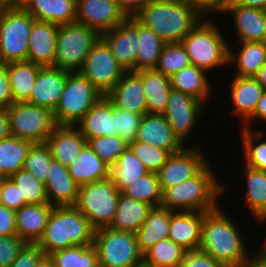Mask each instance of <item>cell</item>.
<instances>
[{
	"label": "cell",
	"mask_w": 266,
	"mask_h": 267,
	"mask_svg": "<svg viewBox=\"0 0 266 267\" xmlns=\"http://www.w3.org/2000/svg\"><path fill=\"white\" fill-rule=\"evenodd\" d=\"M221 206L205 212L199 250L210 255L223 267H244L253 259L244 244L239 227Z\"/></svg>",
	"instance_id": "6da1fadb"
},
{
	"label": "cell",
	"mask_w": 266,
	"mask_h": 267,
	"mask_svg": "<svg viewBox=\"0 0 266 267\" xmlns=\"http://www.w3.org/2000/svg\"><path fill=\"white\" fill-rule=\"evenodd\" d=\"M165 43L181 42L204 15L180 0H151L133 16Z\"/></svg>",
	"instance_id": "7a4b0ae2"
},
{
	"label": "cell",
	"mask_w": 266,
	"mask_h": 267,
	"mask_svg": "<svg viewBox=\"0 0 266 267\" xmlns=\"http://www.w3.org/2000/svg\"><path fill=\"white\" fill-rule=\"evenodd\" d=\"M210 166L208 163L193 178L165 189L160 206L170 211L209 212L216 209L226 186L218 181Z\"/></svg>",
	"instance_id": "3957f363"
},
{
	"label": "cell",
	"mask_w": 266,
	"mask_h": 267,
	"mask_svg": "<svg viewBox=\"0 0 266 267\" xmlns=\"http://www.w3.org/2000/svg\"><path fill=\"white\" fill-rule=\"evenodd\" d=\"M95 229L75 206L53 207L37 245L44 255L73 245H92Z\"/></svg>",
	"instance_id": "277c9868"
},
{
	"label": "cell",
	"mask_w": 266,
	"mask_h": 267,
	"mask_svg": "<svg viewBox=\"0 0 266 267\" xmlns=\"http://www.w3.org/2000/svg\"><path fill=\"white\" fill-rule=\"evenodd\" d=\"M201 21L182 39L191 65L207 72L228 65L229 43L213 20Z\"/></svg>",
	"instance_id": "5b68a950"
},
{
	"label": "cell",
	"mask_w": 266,
	"mask_h": 267,
	"mask_svg": "<svg viewBox=\"0 0 266 267\" xmlns=\"http://www.w3.org/2000/svg\"><path fill=\"white\" fill-rule=\"evenodd\" d=\"M34 21L21 5L0 6V63L27 60Z\"/></svg>",
	"instance_id": "8992f818"
},
{
	"label": "cell",
	"mask_w": 266,
	"mask_h": 267,
	"mask_svg": "<svg viewBox=\"0 0 266 267\" xmlns=\"http://www.w3.org/2000/svg\"><path fill=\"white\" fill-rule=\"evenodd\" d=\"M92 245L98 254L99 267H143V254L134 232L100 228L95 230Z\"/></svg>",
	"instance_id": "52a82bcc"
},
{
	"label": "cell",
	"mask_w": 266,
	"mask_h": 267,
	"mask_svg": "<svg viewBox=\"0 0 266 267\" xmlns=\"http://www.w3.org/2000/svg\"><path fill=\"white\" fill-rule=\"evenodd\" d=\"M104 95L79 72H70L53 111L57 125L76 126Z\"/></svg>",
	"instance_id": "ba28073f"
},
{
	"label": "cell",
	"mask_w": 266,
	"mask_h": 267,
	"mask_svg": "<svg viewBox=\"0 0 266 267\" xmlns=\"http://www.w3.org/2000/svg\"><path fill=\"white\" fill-rule=\"evenodd\" d=\"M119 194L110 178L93 181L79 187L74 206L87 217L95 230L109 227L117 211Z\"/></svg>",
	"instance_id": "9c48e42d"
},
{
	"label": "cell",
	"mask_w": 266,
	"mask_h": 267,
	"mask_svg": "<svg viewBox=\"0 0 266 267\" xmlns=\"http://www.w3.org/2000/svg\"><path fill=\"white\" fill-rule=\"evenodd\" d=\"M100 36L96 30L84 24L73 22L59 25L54 67L69 72H78Z\"/></svg>",
	"instance_id": "30bf717a"
},
{
	"label": "cell",
	"mask_w": 266,
	"mask_h": 267,
	"mask_svg": "<svg viewBox=\"0 0 266 267\" xmlns=\"http://www.w3.org/2000/svg\"><path fill=\"white\" fill-rule=\"evenodd\" d=\"M10 136L34 143H45L57 126L53 111L27 102L13 103L6 109Z\"/></svg>",
	"instance_id": "8fae6325"
},
{
	"label": "cell",
	"mask_w": 266,
	"mask_h": 267,
	"mask_svg": "<svg viewBox=\"0 0 266 267\" xmlns=\"http://www.w3.org/2000/svg\"><path fill=\"white\" fill-rule=\"evenodd\" d=\"M78 72L105 96L126 71L116 61L110 47L100 36Z\"/></svg>",
	"instance_id": "7c38bea8"
},
{
	"label": "cell",
	"mask_w": 266,
	"mask_h": 267,
	"mask_svg": "<svg viewBox=\"0 0 266 267\" xmlns=\"http://www.w3.org/2000/svg\"><path fill=\"white\" fill-rule=\"evenodd\" d=\"M204 106L205 103L189 94L174 89L170 90L163 116L182 143L196 128L199 117L204 113Z\"/></svg>",
	"instance_id": "4fadbf2b"
},
{
	"label": "cell",
	"mask_w": 266,
	"mask_h": 267,
	"mask_svg": "<svg viewBox=\"0 0 266 267\" xmlns=\"http://www.w3.org/2000/svg\"><path fill=\"white\" fill-rule=\"evenodd\" d=\"M199 148L184 147L171 153L163 167L157 172L162 192L172 186L196 176L209 163Z\"/></svg>",
	"instance_id": "5bb4252c"
},
{
	"label": "cell",
	"mask_w": 266,
	"mask_h": 267,
	"mask_svg": "<svg viewBox=\"0 0 266 267\" xmlns=\"http://www.w3.org/2000/svg\"><path fill=\"white\" fill-rule=\"evenodd\" d=\"M101 37L123 69L136 72L139 22L133 16L127 17L112 30L102 33Z\"/></svg>",
	"instance_id": "9a60e30c"
},
{
	"label": "cell",
	"mask_w": 266,
	"mask_h": 267,
	"mask_svg": "<svg viewBox=\"0 0 266 267\" xmlns=\"http://www.w3.org/2000/svg\"><path fill=\"white\" fill-rule=\"evenodd\" d=\"M127 17L115 0H76L75 22L96 30L100 35Z\"/></svg>",
	"instance_id": "2e32d148"
},
{
	"label": "cell",
	"mask_w": 266,
	"mask_h": 267,
	"mask_svg": "<svg viewBox=\"0 0 266 267\" xmlns=\"http://www.w3.org/2000/svg\"><path fill=\"white\" fill-rule=\"evenodd\" d=\"M222 13L232 14L238 42H266V11L225 0Z\"/></svg>",
	"instance_id": "e0dca14e"
},
{
	"label": "cell",
	"mask_w": 266,
	"mask_h": 267,
	"mask_svg": "<svg viewBox=\"0 0 266 267\" xmlns=\"http://www.w3.org/2000/svg\"><path fill=\"white\" fill-rule=\"evenodd\" d=\"M105 97L113 107L142 116L147 113L141 71H126Z\"/></svg>",
	"instance_id": "ac0fdd59"
},
{
	"label": "cell",
	"mask_w": 266,
	"mask_h": 267,
	"mask_svg": "<svg viewBox=\"0 0 266 267\" xmlns=\"http://www.w3.org/2000/svg\"><path fill=\"white\" fill-rule=\"evenodd\" d=\"M69 73L54 66L41 67L27 103L54 111L60 101Z\"/></svg>",
	"instance_id": "d6986e66"
},
{
	"label": "cell",
	"mask_w": 266,
	"mask_h": 267,
	"mask_svg": "<svg viewBox=\"0 0 266 267\" xmlns=\"http://www.w3.org/2000/svg\"><path fill=\"white\" fill-rule=\"evenodd\" d=\"M135 140L168 150L170 153L184 148V144L174 134L163 114H144Z\"/></svg>",
	"instance_id": "ffe728a7"
},
{
	"label": "cell",
	"mask_w": 266,
	"mask_h": 267,
	"mask_svg": "<svg viewBox=\"0 0 266 267\" xmlns=\"http://www.w3.org/2000/svg\"><path fill=\"white\" fill-rule=\"evenodd\" d=\"M48 203L53 207L74 206L79 186L69 174L68 167L52 159L44 183Z\"/></svg>",
	"instance_id": "44dd1931"
},
{
	"label": "cell",
	"mask_w": 266,
	"mask_h": 267,
	"mask_svg": "<svg viewBox=\"0 0 266 267\" xmlns=\"http://www.w3.org/2000/svg\"><path fill=\"white\" fill-rule=\"evenodd\" d=\"M205 212L170 211L169 238L187 251L199 249Z\"/></svg>",
	"instance_id": "7402d4cb"
},
{
	"label": "cell",
	"mask_w": 266,
	"mask_h": 267,
	"mask_svg": "<svg viewBox=\"0 0 266 267\" xmlns=\"http://www.w3.org/2000/svg\"><path fill=\"white\" fill-rule=\"evenodd\" d=\"M45 143L52 159L68 167L77 159L87 140L76 126L57 125Z\"/></svg>",
	"instance_id": "603a6c76"
},
{
	"label": "cell",
	"mask_w": 266,
	"mask_h": 267,
	"mask_svg": "<svg viewBox=\"0 0 266 267\" xmlns=\"http://www.w3.org/2000/svg\"><path fill=\"white\" fill-rule=\"evenodd\" d=\"M58 25L35 20L29 35L27 61L44 66H54Z\"/></svg>",
	"instance_id": "cb8c5ba5"
},
{
	"label": "cell",
	"mask_w": 266,
	"mask_h": 267,
	"mask_svg": "<svg viewBox=\"0 0 266 267\" xmlns=\"http://www.w3.org/2000/svg\"><path fill=\"white\" fill-rule=\"evenodd\" d=\"M53 206L49 203L26 204L15 211L16 235L25 243L41 239Z\"/></svg>",
	"instance_id": "d4e9b609"
},
{
	"label": "cell",
	"mask_w": 266,
	"mask_h": 267,
	"mask_svg": "<svg viewBox=\"0 0 266 267\" xmlns=\"http://www.w3.org/2000/svg\"><path fill=\"white\" fill-rule=\"evenodd\" d=\"M264 91L254 77H234L230 87V99L234 106L232 114L239 120L241 118L242 125L254 115Z\"/></svg>",
	"instance_id": "484cf974"
},
{
	"label": "cell",
	"mask_w": 266,
	"mask_h": 267,
	"mask_svg": "<svg viewBox=\"0 0 266 267\" xmlns=\"http://www.w3.org/2000/svg\"><path fill=\"white\" fill-rule=\"evenodd\" d=\"M79 131L88 139L101 136H115L113 105L103 96L77 123Z\"/></svg>",
	"instance_id": "4316f807"
},
{
	"label": "cell",
	"mask_w": 266,
	"mask_h": 267,
	"mask_svg": "<svg viewBox=\"0 0 266 267\" xmlns=\"http://www.w3.org/2000/svg\"><path fill=\"white\" fill-rule=\"evenodd\" d=\"M21 6L37 21L58 26L75 22L76 0H25Z\"/></svg>",
	"instance_id": "83f0119b"
},
{
	"label": "cell",
	"mask_w": 266,
	"mask_h": 267,
	"mask_svg": "<svg viewBox=\"0 0 266 267\" xmlns=\"http://www.w3.org/2000/svg\"><path fill=\"white\" fill-rule=\"evenodd\" d=\"M68 171L79 187L93 181L110 178V166L98 157L88 143L83 147L77 159L68 166Z\"/></svg>",
	"instance_id": "f1b7e54d"
},
{
	"label": "cell",
	"mask_w": 266,
	"mask_h": 267,
	"mask_svg": "<svg viewBox=\"0 0 266 267\" xmlns=\"http://www.w3.org/2000/svg\"><path fill=\"white\" fill-rule=\"evenodd\" d=\"M170 210L153 207L141 227L135 232L139 250L144 254L154 244L169 238Z\"/></svg>",
	"instance_id": "f546056e"
},
{
	"label": "cell",
	"mask_w": 266,
	"mask_h": 267,
	"mask_svg": "<svg viewBox=\"0 0 266 267\" xmlns=\"http://www.w3.org/2000/svg\"><path fill=\"white\" fill-rule=\"evenodd\" d=\"M207 74L206 70L190 65L170 76L171 88L189 94L206 104L212 90Z\"/></svg>",
	"instance_id": "4dcf8cb0"
},
{
	"label": "cell",
	"mask_w": 266,
	"mask_h": 267,
	"mask_svg": "<svg viewBox=\"0 0 266 267\" xmlns=\"http://www.w3.org/2000/svg\"><path fill=\"white\" fill-rule=\"evenodd\" d=\"M152 208L153 206L150 204L129 198L120 193L117 211L109 227L117 231L135 233L141 227Z\"/></svg>",
	"instance_id": "1f68e13d"
},
{
	"label": "cell",
	"mask_w": 266,
	"mask_h": 267,
	"mask_svg": "<svg viewBox=\"0 0 266 267\" xmlns=\"http://www.w3.org/2000/svg\"><path fill=\"white\" fill-rule=\"evenodd\" d=\"M147 113L163 114L171 88L170 77L154 69L141 70Z\"/></svg>",
	"instance_id": "d6a6232c"
},
{
	"label": "cell",
	"mask_w": 266,
	"mask_h": 267,
	"mask_svg": "<svg viewBox=\"0 0 266 267\" xmlns=\"http://www.w3.org/2000/svg\"><path fill=\"white\" fill-rule=\"evenodd\" d=\"M241 49L234 53L229 47L228 62L237 64L235 76L254 77L266 63V42H239Z\"/></svg>",
	"instance_id": "836d02e7"
},
{
	"label": "cell",
	"mask_w": 266,
	"mask_h": 267,
	"mask_svg": "<svg viewBox=\"0 0 266 267\" xmlns=\"http://www.w3.org/2000/svg\"><path fill=\"white\" fill-rule=\"evenodd\" d=\"M42 66L30 61L8 63V77L13 103L27 102Z\"/></svg>",
	"instance_id": "e575fe53"
},
{
	"label": "cell",
	"mask_w": 266,
	"mask_h": 267,
	"mask_svg": "<svg viewBox=\"0 0 266 267\" xmlns=\"http://www.w3.org/2000/svg\"><path fill=\"white\" fill-rule=\"evenodd\" d=\"M32 142L9 136L0 140V177L10 178L23 168Z\"/></svg>",
	"instance_id": "d590c367"
},
{
	"label": "cell",
	"mask_w": 266,
	"mask_h": 267,
	"mask_svg": "<svg viewBox=\"0 0 266 267\" xmlns=\"http://www.w3.org/2000/svg\"><path fill=\"white\" fill-rule=\"evenodd\" d=\"M247 189L245 194L246 205L257 220L266 221V171H260L244 165ZM264 221V222H263Z\"/></svg>",
	"instance_id": "8d00e7d4"
},
{
	"label": "cell",
	"mask_w": 266,
	"mask_h": 267,
	"mask_svg": "<svg viewBox=\"0 0 266 267\" xmlns=\"http://www.w3.org/2000/svg\"><path fill=\"white\" fill-rule=\"evenodd\" d=\"M149 171L143 163L127 148L110 167V179L121 193L126 187Z\"/></svg>",
	"instance_id": "74e56055"
},
{
	"label": "cell",
	"mask_w": 266,
	"mask_h": 267,
	"mask_svg": "<svg viewBox=\"0 0 266 267\" xmlns=\"http://www.w3.org/2000/svg\"><path fill=\"white\" fill-rule=\"evenodd\" d=\"M186 252L170 238L162 239L143 254V267H178Z\"/></svg>",
	"instance_id": "f35d334b"
},
{
	"label": "cell",
	"mask_w": 266,
	"mask_h": 267,
	"mask_svg": "<svg viewBox=\"0 0 266 267\" xmlns=\"http://www.w3.org/2000/svg\"><path fill=\"white\" fill-rule=\"evenodd\" d=\"M48 256L54 267H99L98 254L93 245H73Z\"/></svg>",
	"instance_id": "ab89813d"
},
{
	"label": "cell",
	"mask_w": 266,
	"mask_h": 267,
	"mask_svg": "<svg viewBox=\"0 0 266 267\" xmlns=\"http://www.w3.org/2000/svg\"><path fill=\"white\" fill-rule=\"evenodd\" d=\"M164 44L154 31L139 23L136 72L154 69Z\"/></svg>",
	"instance_id": "60d3db41"
},
{
	"label": "cell",
	"mask_w": 266,
	"mask_h": 267,
	"mask_svg": "<svg viewBox=\"0 0 266 267\" xmlns=\"http://www.w3.org/2000/svg\"><path fill=\"white\" fill-rule=\"evenodd\" d=\"M125 196L150 204L153 207H160L162 202V189L157 173L148 172L122 192Z\"/></svg>",
	"instance_id": "b9f144b4"
},
{
	"label": "cell",
	"mask_w": 266,
	"mask_h": 267,
	"mask_svg": "<svg viewBox=\"0 0 266 267\" xmlns=\"http://www.w3.org/2000/svg\"><path fill=\"white\" fill-rule=\"evenodd\" d=\"M240 134L245 152V164L250 168L266 171V139L262 140L264 132L262 130L252 132V130L242 127Z\"/></svg>",
	"instance_id": "7bdbcfd3"
},
{
	"label": "cell",
	"mask_w": 266,
	"mask_h": 267,
	"mask_svg": "<svg viewBox=\"0 0 266 267\" xmlns=\"http://www.w3.org/2000/svg\"><path fill=\"white\" fill-rule=\"evenodd\" d=\"M191 65L189 56L181 42L165 43L154 70L172 76Z\"/></svg>",
	"instance_id": "ee69618b"
},
{
	"label": "cell",
	"mask_w": 266,
	"mask_h": 267,
	"mask_svg": "<svg viewBox=\"0 0 266 267\" xmlns=\"http://www.w3.org/2000/svg\"><path fill=\"white\" fill-rule=\"evenodd\" d=\"M10 179L19 186L21 198H24L25 204L48 203L45 184L30 172L22 168L17 173H14Z\"/></svg>",
	"instance_id": "f6af8a7d"
},
{
	"label": "cell",
	"mask_w": 266,
	"mask_h": 267,
	"mask_svg": "<svg viewBox=\"0 0 266 267\" xmlns=\"http://www.w3.org/2000/svg\"><path fill=\"white\" fill-rule=\"evenodd\" d=\"M51 160L52 154L48 145L46 143H34L25 158L23 169L45 183Z\"/></svg>",
	"instance_id": "bcb514c9"
},
{
	"label": "cell",
	"mask_w": 266,
	"mask_h": 267,
	"mask_svg": "<svg viewBox=\"0 0 266 267\" xmlns=\"http://www.w3.org/2000/svg\"><path fill=\"white\" fill-rule=\"evenodd\" d=\"M87 143L98 157L110 167L117 162L119 156L128 148V144L118 135L88 139Z\"/></svg>",
	"instance_id": "7dc6e473"
},
{
	"label": "cell",
	"mask_w": 266,
	"mask_h": 267,
	"mask_svg": "<svg viewBox=\"0 0 266 267\" xmlns=\"http://www.w3.org/2000/svg\"><path fill=\"white\" fill-rule=\"evenodd\" d=\"M128 148L143 163L149 172L154 173H157L163 167L171 154L168 150L137 140L129 143Z\"/></svg>",
	"instance_id": "c3c4849f"
},
{
	"label": "cell",
	"mask_w": 266,
	"mask_h": 267,
	"mask_svg": "<svg viewBox=\"0 0 266 267\" xmlns=\"http://www.w3.org/2000/svg\"><path fill=\"white\" fill-rule=\"evenodd\" d=\"M142 115L113 107V118L115 119V132L127 144L136 139Z\"/></svg>",
	"instance_id": "681fc988"
},
{
	"label": "cell",
	"mask_w": 266,
	"mask_h": 267,
	"mask_svg": "<svg viewBox=\"0 0 266 267\" xmlns=\"http://www.w3.org/2000/svg\"><path fill=\"white\" fill-rule=\"evenodd\" d=\"M0 204L14 211L26 205L24 198H21L19 186L10 178H2L0 181Z\"/></svg>",
	"instance_id": "f907efd6"
},
{
	"label": "cell",
	"mask_w": 266,
	"mask_h": 267,
	"mask_svg": "<svg viewBox=\"0 0 266 267\" xmlns=\"http://www.w3.org/2000/svg\"><path fill=\"white\" fill-rule=\"evenodd\" d=\"M25 244L17 235L0 237V267H9Z\"/></svg>",
	"instance_id": "816d5d0a"
},
{
	"label": "cell",
	"mask_w": 266,
	"mask_h": 267,
	"mask_svg": "<svg viewBox=\"0 0 266 267\" xmlns=\"http://www.w3.org/2000/svg\"><path fill=\"white\" fill-rule=\"evenodd\" d=\"M43 255L37 244L26 243L9 267H35Z\"/></svg>",
	"instance_id": "f5cc1de1"
},
{
	"label": "cell",
	"mask_w": 266,
	"mask_h": 267,
	"mask_svg": "<svg viewBox=\"0 0 266 267\" xmlns=\"http://www.w3.org/2000/svg\"><path fill=\"white\" fill-rule=\"evenodd\" d=\"M178 267H223L207 253L196 249L187 251L184 260Z\"/></svg>",
	"instance_id": "db71d44e"
},
{
	"label": "cell",
	"mask_w": 266,
	"mask_h": 267,
	"mask_svg": "<svg viewBox=\"0 0 266 267\" xmlns=\"http://www.w3.org/2000/svg\"><path fill=\"white\" fill-rule=\"evenodd\" d=\"M13 104V97L8 77V64L0 63V109H8Z\"/></svg>",
	"instance_id": "11a10c76"
},
{
	"label": "cell",
	"mask_w": 266,
	"mask_h": 267,
	"mask_svg": "<svg viewBox=\"0 0 266 267\" xmlns=\"http://www.w3.org/2000/svg\"><path fill=\"white\" fill-rule=\"evenodd\" d=\"M16 235L15 211L0 204V237Z\"/></svg>",
	"instance_id": "9f6ffc18"
},
{
	"label": "cell",
	"mask_w": 266,
	"mask_h": 267,
	"mask_svg": "<svg viewBox=\"0 0 266 267\" xmlns=\"http://www.w3.org/2000/svg\"><path fill=\"white\" fill-rule=\"evenodd\" d=\"M196 7L203 15L207 13H220L223 10L225 0H180Z\"/></svg>",
	"instance_id": "6f0895ef"
},
{
	"label": "cell",
	"mask_w": 266,
	"mask_h": 267,
	"mask_svg": "<svg viewBox=\"0 0 266 267\" xmlns=\"http://www.w3.org/2000/svg\"><path fill=\"white\" fill-rule=\"evenodd\" d=\"M124 13L130 17L136 15L151 0H115Z\"/></svg>",
	"instance_id": "680465c9"
},
{
	"label": "cell",
	"mask_w": 266,
	"mask_h": 267,
	"mask_svg": "<svg viewBox=\"0 0 266 267\" xmlns=\"http://www.w3.org/2000/svg\"><path fill=\"white\" fill-rule=\"evenodd\" d=\"M257 118L266 122V91L263 92L261 98L259 99L254 115L242 127L252 130L250 122L252 121L253 123L255 119L257 120Z\"/></svg>",
	"instance_id": "91938a15"
},
{
	"label": "cell",
	"mask_w": 266,
	"mask_h": 267,
	"mask_svg": "<svg viewBox=\"0 0 266 267\" xmlns=\"http://www.w3.org/2000/svg\"><path fill=\"white\" fill-rule=\"evenodd\" d=\"M9 116L6 109H0V140L10 136Z\"/></svg>",
	"instance_id": "94428289"
},
{
	"label": "cell",
	"mask_w": 266,
	"mask_h": 267,
	"mask_svg": "<svg viewBox=\"0 0 266 267\" xmlns=\"http://www.w3.org/2000/svg\"><path fill=\"white\" fill-rule=\"evenodd\" d=\"M238 5L243 7L266 10V0H234Z\"/></svg>",
	"instance_id": "6125c7cd"
},
{
	"label": "cell",
	"mask_w": 266,
	"mask_h": 267,
	"mask_svg": "<svg viewBox=\"0 0 266 267\" xmlns=\"http://www.w3.org/2000/svg\"><path fill=\"white\" fill-rule=\"evenodd\" d=\"M260 86L266 91V63L259 69L258 73L254 76Z\"/></svg>",
	"instance_id": "be15d7a7"
},
{
	"label": "cell",
	"mask_w": 266,
	"mask_h": 267,
	"mask_svg": "<svg viewBox=\"0 0 266 267\" xmlns=\"http://www.w3.org/2000/svg\"><path fill=\"white\" fill-rule=\"evenodd\" d=\"M264 246L261 248V250H258L256 254H253V258L260 263L266 264V239L265 242L263 243Z\"/></svg>",
	"instance_id": "e7e4bbea"
},
{
	"label": "cell",
	"mask_w": 266,
	"mask_h": 267,
	"mask_svg": "<svg viewBox=\"0 0 266 267\" xmlns=\"http://www.w3.org/2000/svg\"><path fill=\"white\" fill-rule=\"evenodd\" d=\"M35 267H54L51 258L48 255H43L36 263Z\"/></svg>",
	"instance_id": "03108f58"
},
{
	"label": "cell",
	"mask_w": 266,
	"mask_h": 267,
	"mask_svg": "<svg viewBox=\"0 0 266 267\" xmlns=\"http://www.w3.org/2000/svg\"><path fill=\"white\" fill-rule=\"evenodd\" d=\"M244 267H266V264L257 262L254 258L249 261Z\"/></svg>",
	"instance_id": "003e7915"
},
{
	"label": "cell",
	"mask_w": 266,
	"mask_h": 267,
	"mask_svg": "<svg viewBox=\"0 0 266 267\" xmlns=\"http://www.w3.org/2000/svg\"><path fill=\"white\" fill-rule=\"evenodd\" d=\"M17 5V0H0V6H13Z\"/></svg>",
	"instance_id": "a7ac6f4b"
},
{
	"label": "cell",
	"mask_w": 266,
	"mask_h": 267,
	"mask_svg": "<svg viewBox=\"0 0 266 267\" xmlns=\"http://www.w3.org/2000/svg\"><path fill=\"white\" fill-rule=\"evenodd\" d=\"M25 0H17V5H22Z\"/></svg>",
	"instance_id": "89a4df30"
}]
</instances>
